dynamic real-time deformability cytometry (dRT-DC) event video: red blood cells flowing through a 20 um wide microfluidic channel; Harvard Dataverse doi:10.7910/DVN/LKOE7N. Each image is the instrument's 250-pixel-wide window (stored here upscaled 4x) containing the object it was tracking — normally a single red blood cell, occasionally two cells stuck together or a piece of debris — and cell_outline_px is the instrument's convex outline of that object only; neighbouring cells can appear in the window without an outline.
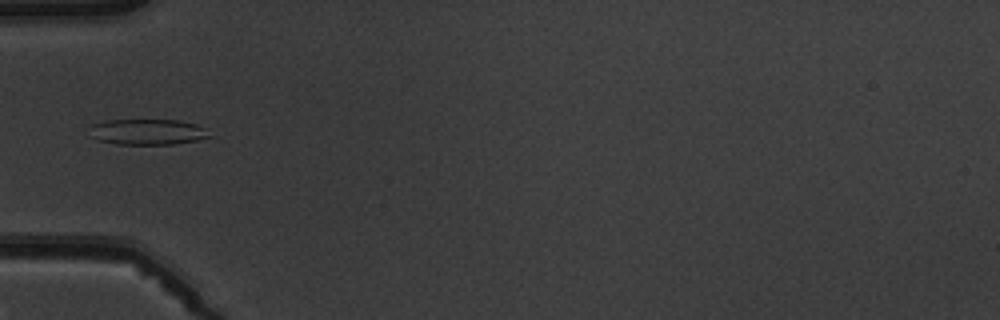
{"species": "common noctule bat (a hibernating species)", "species_latin": "Nyctalus noctula", "temperature_condition": "warm", "stored_images_in_passage": 7, "camera_frame_rate_fps": 3000, "um_per_image_px": 0.085, "animal": {"sex": "male", "body_mass_g": 19.5, "forearm_length_mm": 54.6}, "frame": {"image": 1, "passage_image": 6, "time_ms": 5.667, "image_size_px": [1000, 320], "cell_outline_px": [[212, 136], [196, 140], [172, 144], [116, 144], [100, 140], [92, 124], [108, 120], [180, 120], [196, 124], [204, 128]], "centroid_in_image_um": [12.67, 11.2], "position_along_channel_um": 72.3, "area_um2": 17.34}}
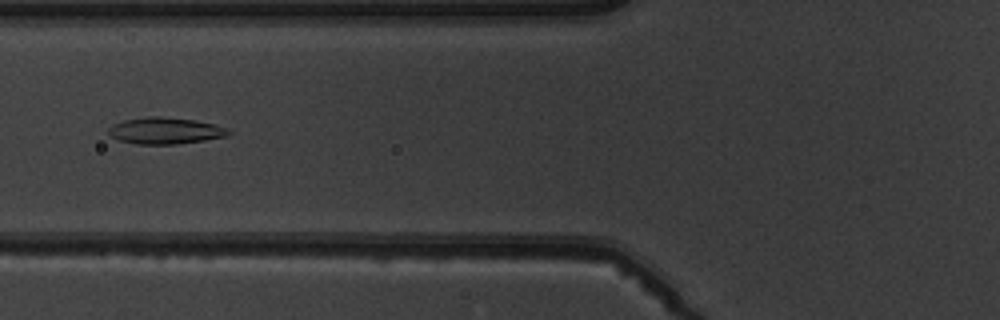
{"frame": {"image": 2, "passage_image": 7, "time_ms": 6.667, "image_size_px": [1000, 320], "cell_outline_px": [[232, 132], [228, 136], [204, 140], [176, 144], [136, 144], [120, 140], [112, 136], [108, 132], [108, 128], [112, 124], [124, 120], [148, 116], [160, 116], [196, 120], [212, 124], [224, 128]], "centroid_in_image_um": [14.02, 11.1], "position_along_channel_um": 111.8, "area_um2": 18.44}}